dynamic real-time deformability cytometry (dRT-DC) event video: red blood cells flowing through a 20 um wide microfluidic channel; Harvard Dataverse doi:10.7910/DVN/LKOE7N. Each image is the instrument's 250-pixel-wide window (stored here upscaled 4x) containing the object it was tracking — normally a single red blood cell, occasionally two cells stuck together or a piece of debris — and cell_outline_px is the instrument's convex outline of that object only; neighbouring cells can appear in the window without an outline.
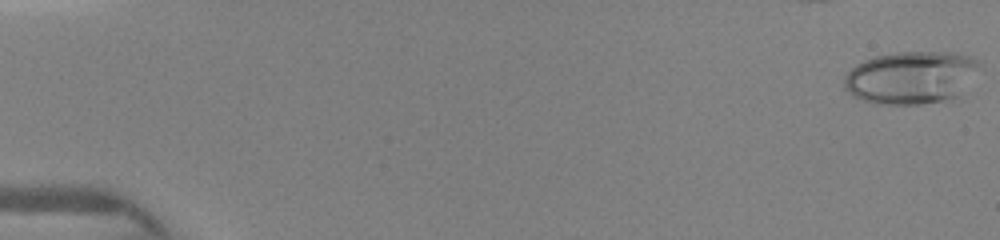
{"species": "human", "species_latin": "Homo sapiens", "temperature_condition": "warm", "stored_images_in_passage": 29, "camera_frame_rate_fps": 3000, "um_per_image_px": 0.085, "donor": {"sex": "female"}, "frame": {"image": 1, "passage_image": 1, "time_ms": 0.0, "image_size_px": [1000, 240], "cell_outline_px": [[980, 64], [956, 96], [940, 100], [920, 104], [888, 104], [864, 100], [852, 96], [844, 88], [844, 76], [856, 64], [864, 60], [876, 56], [900, 52], [956, 52], [972, 56], [980, 60]], "centroid_in_image_um": [77.39, 6.56], "position_along_channel_um": 7.6, "area_um2": 40.81}}
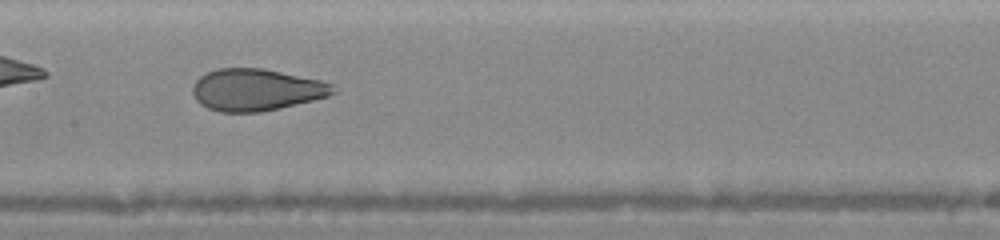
{"frame": {"image": 2, "passage_image": 13, "time_ms": 7.667, "image_size_px": [1000, 240], "cell_outline_px": [[336, 92], [328, 96], [280, 108], [260, 112], [220, 112], [208, 108], [200, 104], [196, 100], [192, 92], [192, 84], [200, 76], [216, 68], [264, 68], [320, 80], [332, 84]], "centroid_in_image_um": [21.75, 7.63], "position_along_channel_um": 185.7, "area_um2": 34.33}}
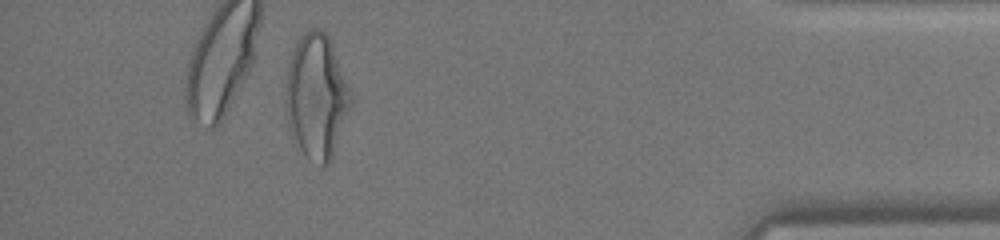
{"frame": {"image": 3, "passage_image": 25, "time_ms": 13.667, "image_size_px": [1000, 240], "cell_outline_px": [[352, 100], [332, 160], [328, 164], [320, 168], [292, 140], [288, 124], [288, 64], [292, 52], [300, 36], [308, 28], [320, 28], [328, 36], [332, 44], [352, 92]], "centroid_in_image_um": [26.94, 8.2], "position_along_channel_um": 408.3, "area_um2": 46.7}}